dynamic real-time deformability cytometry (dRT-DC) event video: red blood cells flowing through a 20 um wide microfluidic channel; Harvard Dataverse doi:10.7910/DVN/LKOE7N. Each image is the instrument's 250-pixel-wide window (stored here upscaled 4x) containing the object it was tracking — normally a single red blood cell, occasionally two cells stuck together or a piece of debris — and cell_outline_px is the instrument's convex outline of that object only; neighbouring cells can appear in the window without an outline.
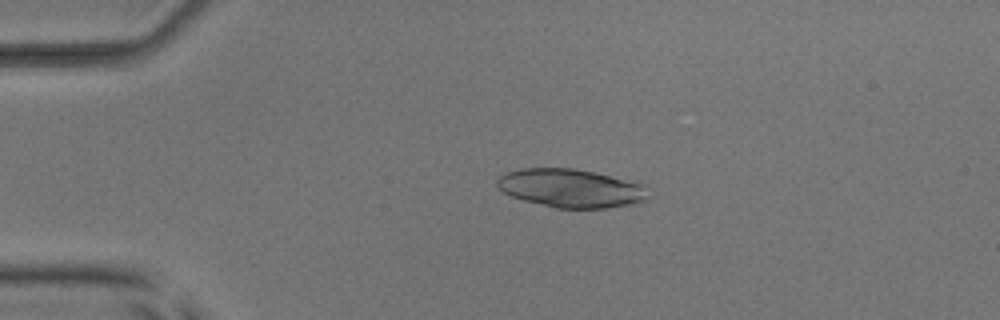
{"species": "common noctule bat (a hibernating species)", "species_latin": "Nyctalus noctula", "temperature_condition": "room temperature", "stored_images_in_passage": 54, "camera_frame_rate_fps": 3000, "um_per_image_px": 0.085, "animal": {"sex": "male", "body_mass_g": 17.9, "forearm_length_mm": 54.2}, "frame": {"image": 1, "passage_image": 12, "time_ms": 3.667, "image_size_px": [1000, 320], "cell_outline_px": [[652, 196], [648, 200], [632, 204], [604, 208], [556, 208], [524, 200], [512, 196], [504, 192], [496, 184], [496, 180], [500, 176], [508, 172], [520, 168], [572, 168], [640, 180], [644, 184]], "centroid_in_image_um": [48.65, 15.99], "position_along_channel_um": 36.3, "area_um2": 34.51}}
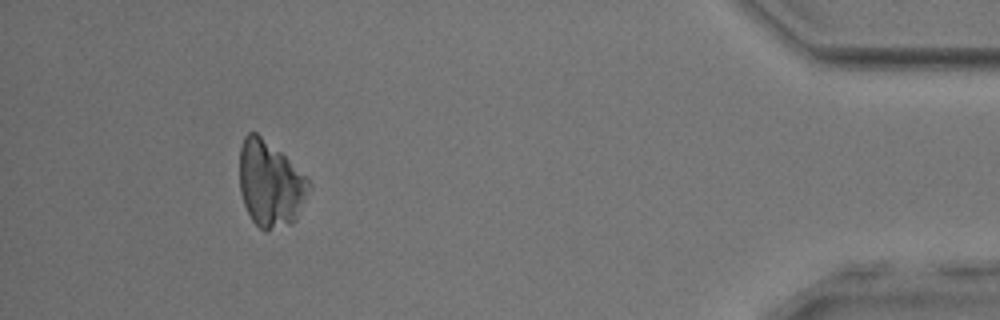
{"frame": {"image": 2, "passage_image": 49, "time_ms": 16.0, "image_size_px": [1000, 320], "cell_outline_px": [[312, 188], [296, 220], [292, 224], [264, 232], [252, 220], [244, 204], [240, 192], [240, 148], [244, 136], [248, 132], [256, 132], [280, 152], [308, 176], [312, 184]], "centroid_in_image_um": [23.01, 15.66], "position_along_channel_um": 412.2, "area_um2": 35.08}}